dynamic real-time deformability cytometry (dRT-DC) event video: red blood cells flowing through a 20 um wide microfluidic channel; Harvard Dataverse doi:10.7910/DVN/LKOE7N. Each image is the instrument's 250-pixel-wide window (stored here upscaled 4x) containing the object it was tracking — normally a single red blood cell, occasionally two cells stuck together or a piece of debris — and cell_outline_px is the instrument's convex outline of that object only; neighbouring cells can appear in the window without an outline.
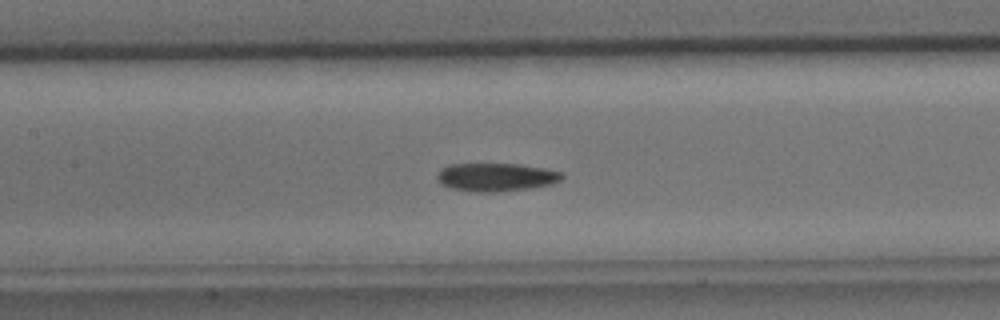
{"species": "common noctule bat (a hibernating species)", "species_latin": "Nyctalus noctula", "temperature_condition": "cold", "stored_images_in_passage": 42, "segment_of_instrument_passage": [1, 2], "camera_frame_rate_fps": 3000, "um_per_image_px": 0.085, "animal": {"sex": "male", "body_mass_g": 15.6}, "frame": {"image": 1, "passage_image": 16, "time_ms": 5.0, "image_size_px": [1000, 320], "cell_outline_px": [[564, 176], [560, 180], [552, 184], [528, 188], [500, 192], [476, 192], [452, 188], [440, 184], [436, 180], [436, 176], [440, 168], [448, 164], [516, 164], [544, 168], [564, 172]], "centroid_in_image_um": [42.14, 15.05], "position_along_channel_um": 165.3, "area_um2": 20.69}}
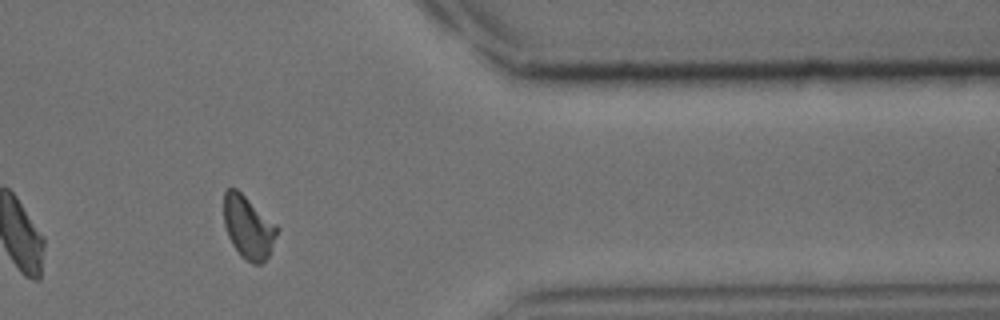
{"frame": {"image": 2, "passage_image": 33, "time_ms": 10.667, "image_size_px": [1000, 320], "cell_outline_px": [[280, 228], [268, 256], [260, 264], [252, 264], [244, 260], [240, 256], [232, 244], [228, 236], [224, 224], [224, 192], [228, 188], [236, 188], [276, 224]], "centroid_in_image_um": [21.1, 19.33], "position_along_channel_um": 390.3, "area_um2": 19.48}}
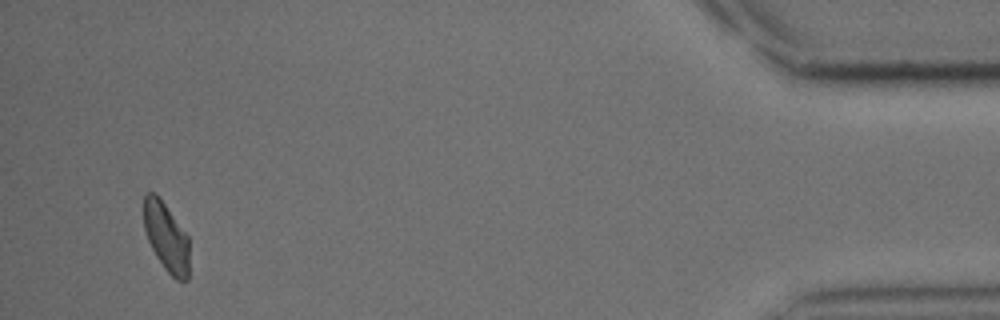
{"frame": {"image": 3, "passage_image": 39, "time_ms": 12.667, "image_size_px": [1000, 320], "cell_outline_px": [[188, 280], [184, 284], [176, 280], [164, 268], [156, 256], [148, 240], [144, 228], [144, 192], [156, 192], [160, 196], [188, 236]], "centroid_in_image_um": [14.13, 20.14], "position_along_channel_um": 421.1, "area_um2": 18.5}}